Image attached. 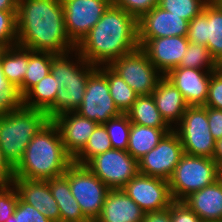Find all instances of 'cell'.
<instances>
[{
	"label": "cell",
	"mask_w": 222,
	"mask_h": 222,
	"mask_svg": "<svg viewBox=\"0 0 222 222\" xmlns=\"http://www.w3.org/2000/svg\"><path fill=\"white\" fill-rule=\"evenodd\" d=\"M138 47V20L111 4L96 25L76 45V50L88 63L99 67L110 65Z\"/></svg>",
	"instance_id": "obj_2"
},
{
	"label": "cell",
	"mask_w": 222,
	"mask_h": 222,
	"mask_svg": "<svg viewBox=\"0 0 222 222\" xmlns=\"http://www.w3.org/2000/svg\"><path fill=\"white\" fill-rule=\"evenodd\" d=\"M159 0H112V4L122 8L139 20L144 14L156 7Z\"/></svg>",
	"instance_id": "obj_40"
},
{
	"label": "cell",
	"mask_w": 222,
	"mask_h": 222,
	"mask_svg": "<svg viewBox=\"0 0 222 222\" xmlns=\"http://www.w3.org/2000/svg\"><path fill=\"white\" fill-rule=\"evenodd\" d=\"M110 149H112V146L106 128L103 124H99L90 135L84 149L73 159V162L85 165L96 155Z\"/></svg>",
	"instance_id": "obj_33"
},
{
	"label": "cell",
	"mask_w": 222,
	"mask_h": 222,
	"mask_svg": "<svg viewBox=\"0 0 222 222\" xmlns=\"http://www.w3.org/2000/svg\"><path fill=\"white\" fill-rule=\"evenodd\" d=\"M59 129L66 152L74 159L86 146L90 135L99 125L77 112L63 113L53 119Z\"/></svg>",
	"instance_id": "obj_18"
},
{
	"label": "cell",
	"mask_w": 222,
	"mask_h": 222,
	"mask_svg": "<svg viewBox=\"0 0 222 222\" xmlns=\"http://www.w3.org/2000/svg\"><path fill=\"white\" fill-rule=\"evenodd\" d=\"M219 179L222 182V173H219Z\"/></svg>",
	"instance_id": "obj_49"
},
{
	"label": "cell",
	"mask_w": 222,
	"mask_h": 222,
	"mask_svg": "<svg viewBox=\"0 0 222 222\" xmlns=\"http://www.w3.org/2000/svg\"><path fill=\"white\" fill-rule=\"evenodd\" d=\"M122 189L145 213L164 210L173 201L169 181L140 173Z\"/></svg>",
	"instance_id": "obj_14"
},
{
	"label": "cell",
	"mask_w": 222,
	"mask_h": 222,
	"mask_svg": "<svg viewBox=\"0 0 222 222\" xmlns=\"http://www.w3.org/2000/svg\"><path fill=\"white\" fill-rule=\"evenodd\" d=\"M54 55L55 53L52 52L32 51L28 49V68L26 69L23 83L18 87L22 97L50 73Z\"/></svg>",
	"instance_id": "obj_29"
},
{
	"label": "cell",
	"mask_w": 222,
	"mask_h": 222,
	"mask_svg": "<svg viewBox=\"0 0 222 222\" xmlns=\"http://www.w3.org/2000/svg\"><path fill=\"white\" fill-rule=\"evenodd\" d=\"M214 70L175 67L165 77L181 92L189 106H205Z\"/></svg>",
	"instance_id": "obj_17"
},
{
	"label": "cell",
	"mask_w": 222,
	"mask_h": 222,
	"mask_svg": "<svg viewBox=\"0 0 222 222\" xmlns=\"http://www.w3.org/2000/svg\"><path fill=\"white\" fill-rule=\"evenodd\" d=\"M126 115L134 124L153 128H171L162 118L152 95L138 96Z\"/></svg>",
	"instance_id": "obj_27"
},
{
	"label": "cell",
	"mask_w": 222,
	"mask_h": 222,
	"mask_svg": "<svg viewBox=\"0 0 222 222\" xmlns=\"http://www.w3.org/2000/svg\"><path fill=\"white\" fill-rule=\"evenodd\" d=\"M17 11L0 10V45L10 47L17 42Z\"/></svg>",
	"instance_id": "obj_37"
},
{
	"label": "cell",
	"mask_w": 222,
	"mask_h": 222,
	"mask_svg": "<svg viewBox=\"0 0 222 222\" xmlns=\"http://www.w3.org/2000/svg\"><path fill=\"white\" fill-rule=\"evenodd\" d=\"M28 64V49L19 45L4 48L0 65L6 78L17 88L23 83Z\"/></svg>",
	"instance_id": "obj_26"
},
{
	"label": "cell",
	"mask_w": 222,
	"mask_h": 222,
	"mask_svg": "<svg viewBox=\"0 0 222 222\" xmlns=\"http://www.w3.org/2000/svg\"><path fill=\"white\" fill-rule=\"evenodd\" d=\"M173 128H153L131 123L127 152L139 161L155 148L162 137Z\"/></svg>",
	"instance_id": "obj_25"
},
{
	"label": "cell",
	"mask_w": 222,
	"mask_h": 222,
	"mask_svg": "<svg viewBox=\"0 0 222 222\" xmlns=\"http://www.w3.org/2000/svg\"><path fill=\"white\" fill-rule=\"evenodd\" d=\"M183 202L198 215L202 222H222V182L193 192Z\"/></svg>",
	"instance_id": "obj_22"
},
{
	"label": "cell",
	"mask_w": 222,
	"mask_h": 222,
	"mask_svg": "<svg viewBox=\"0 0 222 222\" xmlns=\"http://www.w3.org/2000/svg\"><path fill=\"white\" fill-rule=\"evenodd\" d=\"M139 47L146 53L150 62L165 76L178 67L189 41L186 36H171L138 40Z\"/></svg>",
	"instance_id": "obj_15"
},
{
	"label": "cell",
	"mask_w": 222,
	"mask_h": 222,
	"mask_svg": "<svg viewBox=\"0 0 222 222\" xmlns=\"http://www.w3.org/2000/svg\"><path fill=\"white\" fill-rule=\"evenodd\" d=\"M6 222H52L32 205L25 203L20 197L14 214Z\"/></svg>",
	"instance_id": "obj_39"
},
{
	"label": "cell",
	"mask_w": 222,
	"mask_h": 222,
	"mask_svg": "<svg viewBox=\"0 0 222 222\" xmlns=\"http://www.w3.org/2000/svg\"><path fill=\"white\" fill-rule=\"evenodd\" d=\"M178 67L217 71L220 65L212 57L207 47L189 42Z\"/></svg>",
	"instance_id": "obj_32"
},
{
	"label": "cell",
	"mask_w": 222,
	"mask_h": 222,
	"mask_svg": "<svg viewBox=\"0 0 222 222\" xmlns=\"http://www.w3.org/2000/svg\"><path fill=\"white\" fill-rule=\"evenodd\" d=\"M186 38L207 47L216 62L222 64V3L219 0L209 1L189 22Z\"/></svg>",
	"instance_id": "obj_10"
},
{
	"label": "cell",
	"mask_w": 222,
	"mask_h": 222,
	"mask_svg": "<svg viewBox=\"0 0 222 222\" xmlns=\"http://www.w3.org/2000/svg\"><path fill=\"white\" fill-rule=\"evenodd\" d=\"M14 179V167L4 157L0 147V185L11 184Z\"/></svg>",
	"instance_id": "obj_44"
},
{
	"label": "cell",
	"mask_w": 222,
	"mask_h": 222,
	"mask_svg": "<svg viewBox=\"0 0 222 222\" xmlns=\"http://www.w3.org/2000/svg\"><path fill=\"white\" fill-rule=\"evenodd\" d=\"M58 88L56 78L48 73L23 96V106L46 112L55 103Z\"/></svg>",
	"instance_id": "obj_28"
},
{
	"label": "cell",
	"mask_w": 222,
	"mask_h": 222,
	"mask_svg": "<svg viewBox=\"0 0 222 222\" xmlns=\"http://www.w3.org/2000/svg\"><path fill=\"white\" fill-rule=\"evenodd\" d=\"M49 120L45 111L24 106L0 116V147L13 167L22 159L32 138Z\"/></svg>",
	"instance_id": "obj_4"
},
{
	"label": "cell",
	"mask_w": 222,
	"mask_h": 222,
	"mask_svg": "<svg viewBox=\"0 0 222 222\" xmlns=\"http://www.w3.org/2000/svg\"><path fill=\"white\" fill-rule=\"evenodd\" d=\"M73 56L76 57L75 62L70 58L71 52L64 54H55L52 58L51 74L56 81L58 86L65 88L71 80H77V68L85 61V59L80 55V53L75 49ZM70 54V58L69 55ZM78 59V60H77Z\"/></svg>",
	"instance_id": "obj_31"
},
{
	"label": "cell",
	"mask_w": 222,
	"mask_h": 222,
	"mask_svg": "<svg viewBox=\"0 0 222 222\" xmlns=\"http://www.w3.org/2000/svg\"><path fill=\"white\" fill-rule=\"evenodd\" d=\"M75 112L98 124L122 114L109 93L107 77L98 68L88 77L82 104Z\"/></svg>",
	"instance_id": "obj_11"
},
{
	"label": "cell",
	"mask_w": 222,
	"mask_h": 222,
	"mask_svg": "<svg viewBox=\"0 0 222 222\" xmlns=\"http://www.w3.org/2000/svg\"><path fill=\"white\" fill-rule=\"evenodd\" d=\"M23 106V97L18 88L4 75L0 65V116Z\"/></svg>",
	"instance_id": "obj_36"
},
{
	"label": "cell",
	"mask_w": 222,
	"mask_h": 222,
	"mask_svg": "<svg viewBox=\"0 0 222 222\" xmlns=\"http://www.w3.org/2000/svg\"><path fill=\"white\" fill-rule=\"evenodd\" d=\"M108 133L111 146L114 149L127 150L129 132L131 128L130 119L126 114H121L103 124Z\"/></svg>",
	"instance_id": "obj_35"
},
{
	"label": "cell",
	"mask_w": 222,
	"mask_h": 222,
	"mask_svg": "<svg viewBox=\"0 0 222 222\" xmlns=\"http://www.w3.org/2000/svg\"><path fill=\"white\" fill-rule=\"evenodd\" d=\"M72 163L58 127L49 120L27 145L22 159L14 167V178L48 180L64 175Z\"/></svg>",
	"instance_id": "obj_3"
},
{
	"label": "cell",
	"mask_w": 222,
	"mask_h": 222,
	"mask_svg": "<svg viewBox=\"0 0 222 222\" xmlns=\"http://www.w3.org/2000/svg\"><path fill=\"white\" fill-rule=\"evenodd\" d=\"M208 125L215 141L222 138V110L207 107Z\"/></svg>",
	"instance_id": "obj_43"
},
{
	"label": "cell",
	"mask_w": 222,
	"mask_h": 222,
	"mask_svg": "<svg viewBox=\"0 0 222 222\" xmlns=\"http://www.w3.org/2000/svg\"><path fill=\"white\" fill-rule=\"evenodd\" d=\"M12 183L25 203L32 205L52 222H60V209L47 180L14 178Z\"/></svg>",
	"instance_id": "obj_20"
},
{
	"label": "cell",
	"mask_w": 222,
	"mask_h": 222,
	"mask_svg": "<svg viewBox=\"0 0 222 222\" xmlns=\"http://www.w3.org/2000/svg\"><path fill=\"white\" fill-rule=\"evenodd\" d=\"M16 22L21 47L55 54L76 49L66 33L61 0H18Z\"/></svg>",
	"instance_id": "obj_1"
},
{
	"label": "cell",
	"mask_w": 222,
	"mask_h": 222,
	"mask_svg": "<svg viewBox=\"0 0 222 222\" xmlns=\"http://www.w3.org/2000/svg\"><path fill=\"white\" fill-rule=\"evenodd\" d=\"M189 22L158 5L138 20V40L186 36Z\"/></svg>",
	"instance_id": "obj_16"
},
{
	"label": "cell",
	"mask_w": 222,
	"mask_h": 222,
	"mask_svg": "<svg viewBox=\"0 0 222 222\" xmlns=\"http://www.w3.org/2000/svg\"><path fill=\"white\" fill-rule=\"evenodd\" d=\"M96 69V66L85 60L77 68V80H71L65 88H58L55 103L46 111L50 120L63 113L75 112L78 109L83 101L88 77Z\"/></svg>",
	"instance_id": "obj_19"
},
{
	"label": "cell",
	"mask_w": 222,
	"mask_h": 222,
	"mask_svg": "<svg viewBox=\"0 0 222 222\" xmlns=\"http://www.w3.org/2000/svg\"><path fill=\"white\" fill-rule=\"evenodd\" d=\"M68 181L71 193L84 216L90 222H95L102 212L110 189L85 165L75 162L68 167Z\"/></svg>",
	"instance_id": "obj_6"
},
{
	"label": "cell",
	"mask_w": 222,
	"mask_h": 222,
	"mask_svg": "<svg viewBox=\"0 0 222 222\" xmlns=\"http://www.w3.org/2000/svg\"><path fill=\"white\" fill-rule=\"evenodd\" d=\"M170 217L172 222H202L183 201L173 200L171 202Z\"/></svg>",
	"instance_id": "obj_42"
},
{
	"label": "cell",
	"mask_w": 222,
	"mask_h": 222,
	"mask_svg": "<svg viewBox=\"0 0 222 222\" xmlns=\"http://www.w3.org/2000/svg\"><path fill=\"white\" fill-rule=\"evenodd\" d=\"M212 159L222 168V138L215 141V149Z\"/></svg>",
	"instance_id": "obj_46"
},
{
	"label": "cell",
	"mask_w": 222,
	"mask_h": 222,
	"mask_svg": "<svg viewBox=\"0 0 222 222\" xmlns=\"http://www.w3.org/2000/svg\"><path fill=\"white\" fill-rule=\"evenodd\" d=\"M18 198L19 193L13 183L0 185V222H6L14 214Z\"/></svg>",
	"instance_id": "obj_38"
},
{
	"label": "cell",
	"mask_w": 222,
	"mask_h": 222,
	"mask_svg": "<svg viewBox=\"0 0 222 222\" xmlns=\"http://www.w3.org/2000/svg\"><path fill=\"white\" fill-rule=\"evenodd\" d=\"M173 130L179 136L184 153L212 159L215 140L209 129L206 106H189Z\"/></svg>",
	"instance_id": "obj_7"
},
{
	"label": "cell",
	"mask_w": 222,
	"mask_h": 222,
	"mask_svg": "<svg viewBox=\"0 0 222 222\" xmlns=\"http://www.w3.org/2000/svg\"><path fill=\"white\" fill-rule=\"evenodd\" d=\"M139 95H152L164 75L138 47L109 65Z\"/></svg>",
	"instance_id": "obj_8"
},
{
	"label": "cell",
	"mask_w": 222,
	"mask_h": 222,
	"mask_svg": "<svg viewBox=\"0 0 222 222\" xmlns=\"http://www.w3.org/2000/svg\"><path fill=\"white\" fill-rule=\"evenodd\" d=\"M61 3L66 33L77 45L100 20L112 0H61Z\"/></svg>",
	"instance_id": "obj_12"
},
{
	"label": "cell",
	"mask_w": 222,
	"mask_h": 222,
	"mask_svg": "<svg viewBox=\"0 0 222 222\" xmlns=\"http://www.w3.org/2000/svg\"><path fill=\"white\" fill-rule=\"evenodd\" d=\"M210 0H159L158 6L190 22Z\"/></svg>",
	"instance_id": "obj_34"
},
{
	"label": "cell",
	"mask_w": 222,
	"mask_h": 222,
	"mask_svg": "<svg viewBox=\"0 0 222 222\" xmlns=\"http://www.w3.org/2000/svg\"><path fill=\"white\" fill-rule=\"evenodd\" d=\"M220 167L207 157L184 153L169 179L173 200L183 201L193 192L212 185L219 180Z\"/></svg>",
	"instance_id": "obj_5"
},
{
	"label": "cell",
	"mask_w": 222,
	"mask_h": 222,
	"mask_svg": "<svg viewBox=\"0 0 222 222\" xmlns=\"http://www.w3.org/2000/svg\"><path fill=\"white\" fill-rule=\"evenodd\" d=\"M97 68L107 77L109 93L116 107L126 114L139 95L109 65Z\"/></svg>",
	"instance_id": "obj_30"
},
{
	"label": "cell",
	"mask_w": 222,
	"mask_h": 222,
	"mask_svg": "<svg viewBox=\"0 0 222 222\" xmlns=\"http://www.w3.org/2000/svg\"><path fill=\"white\" fill-rule=\"evenodd\" d=\"M47 183L60 209V222H90L71 193L68 168L64 175L48 179Z\"/></svg>",
	"instance_id": "obj_24"
},
{
	"label": "cell",
	"mask_w": 222,
	"mask_h": 222,
	"mask_svg": "<svg viewBox=\"0 0 222 222\" xmlns=\"http://www.w3.org/2000/svg\"><path fill=\"white\" fill-rule=\"evenodd\" d=\"M142 222H172L170 217V206L161 211L145 213Z\"/></svg>",
	"instance_id": "obj_45"
},
{
	"label": "cell",
	"mask_w": 222,
	"mask_h": 222,
	"mask_svg": "<svg viewBox=\"0 0 222 222\" xmlns=\"http://www.w3.org/2000/svg\"><path fill=\"white\" fill-rule=\"evenodd\" d=\"M184 154L178 134L172 129L139 161V173L169 181Z\"/></svg>",
	"instance_id": "obj_13"
},
{
	"label": "cell",
	"mask_w": 222,
	"mask_h": 222,
	"mask_svg": "<svg viewBox=\"0 0 222 222\" xmlns=\"http://www.w3.org/2000/svg\"><path fill=\"white\" fill-rule=\"evenodd\" d=\"M206 107L222 110V69L219 68L211 74L208 86Z\"/></svg>",
	"instance_id": "obj_41"
},
{
	"label": "cell",
	"mask_w": 222,
	"mask_h": 222,
	"mask_svg": "<svg viewBox=\"0 0 222 222\" xmlns=\"http://www.w3.org/2000/svg\"><path fill=\"white\" fill-rule=\"evenodd\" d=\"M85 166L110 190L122 189L139 173L138 161L127 150L114 148L96 155Z\"/></svg>",
	"instance_id": "obj_9"
},
{
	"label": "cell",
	"mask_w": 222,
	"mask_h": 222,
	"mask_svg": "<svg viewBox=\"0 0 222 222\" xmlns=\"http://www.w3.org/2000/svg\"><path fill=\"white\" fill-rule=\"evenodd\" d=\"M4 48H5V47H3V46L0 45V55H1L2 51L4 50Z\"/></svg>",
	"instance_id": "obj_48"
},
{
	"label": "cell",
	"mask_w": 222,
	"mask_h": 222,
	"mask_svg": "<svg viewBox=\"0 0 222 222\" xmlns=\"http://www.w3.org/2000/svg\"><path fill=\"white\" fill-rule=\"evenodd\" d=\"M144 214L123 189H111L95 222H142Z\"/></svg>",
	"instance_id": "obj_21"
},
{
	"label": "cell",
	"mask_w": 222,
	"mask_h": 222,
	"mask_svg": "<svg viewBox=\"0 0 222 222\" xmlns=\"http://www.w3.org/2000/svg\"><path fill=\"white\" fill-rule=\"evenodd\" d=\"M152 96L162 118L171 128L175 127L189 107L181 92L164 76Z\"/></svg>",
	"instance_id": "obj_23"
},
{
	"label": "cell",
	"mask_w": 222,
	"mask_h": 222,
	"mask_svg": "<svg viewBox=\"0 0 222 222\" xmlns=\"http://www.w3.org/2000/svg\"><path fill=\"white\" fill-rule=\"evenodd\" d=\"M18 0H0L1 11H17Z\"/></svg>",
	"instance_id": "obj_47"
}]
</instances>
